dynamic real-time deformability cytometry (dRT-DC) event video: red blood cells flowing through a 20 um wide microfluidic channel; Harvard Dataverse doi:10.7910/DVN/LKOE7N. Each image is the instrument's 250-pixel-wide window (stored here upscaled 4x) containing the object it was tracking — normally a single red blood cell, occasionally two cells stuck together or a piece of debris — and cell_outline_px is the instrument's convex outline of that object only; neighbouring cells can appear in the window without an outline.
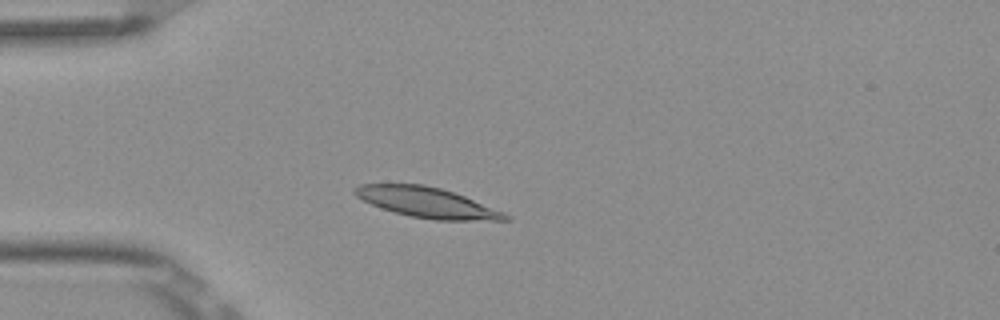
{"species": "Egyptian fruit bat (a non-hibernating species)", "species_latin": "Rousettus aegyptiacus", "temperature_condition": "room temperature", "stored_images_in_passage": 4, "camera_frame_rate_fps": 3000, "um_per_image_px": 0.085, "frame": {"image": 1, "passage_image": 4, "time_ms": 1.0, "image_size_px": [1000, 320], "cell_outline_px": [[512, 220], [432, 220], [408, 216], [380, 208], [356, 196], [352, 192], [352, 188], [360, 184], [424, 184], [440, 188], [464, 196], [504, 212], [512, 216]], "centroid_in_image_um": [36.28, 17.22], "position_along_channel_um": 48.7, "area_um2": 26.53}}